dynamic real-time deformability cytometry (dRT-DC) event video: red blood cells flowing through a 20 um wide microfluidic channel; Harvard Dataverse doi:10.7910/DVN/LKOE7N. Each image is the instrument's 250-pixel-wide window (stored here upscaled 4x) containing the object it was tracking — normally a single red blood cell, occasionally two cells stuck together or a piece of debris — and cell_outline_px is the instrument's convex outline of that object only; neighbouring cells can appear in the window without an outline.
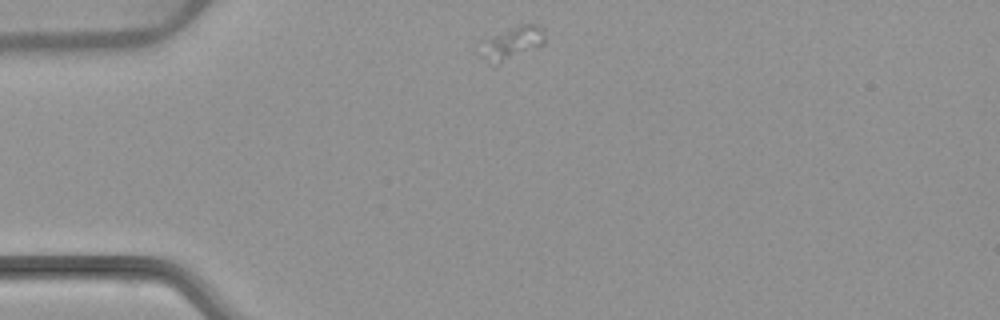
{"species": "common noctule bat (a hibernating species)", "species_latin": "Nyctalus noctula", "temperature_condition": "warm", "stored_images_in_passage": 7, "camera_frame_rate_fps": 3000, "um_per_image_px": 0.085, "animal": {"sex": "female", "body_mass_g": 22.7, "forearm_length_mm": 54.2}, "frame": {"image": 1, "passage_image": 1, "time_ms": 0.0, "image_size_px": [1000, 320], "cell_outline_px": [[544, 44], [540, 48], [500, 64], [496, 64], [484, 56], [480, 40], [520, 24], [536, 24], [540, 28], [544, 36]], "centroid_in_image_um": [43.57, 3.65], "position_along_channel_um": 41.4, "area_um2": 12.25}}